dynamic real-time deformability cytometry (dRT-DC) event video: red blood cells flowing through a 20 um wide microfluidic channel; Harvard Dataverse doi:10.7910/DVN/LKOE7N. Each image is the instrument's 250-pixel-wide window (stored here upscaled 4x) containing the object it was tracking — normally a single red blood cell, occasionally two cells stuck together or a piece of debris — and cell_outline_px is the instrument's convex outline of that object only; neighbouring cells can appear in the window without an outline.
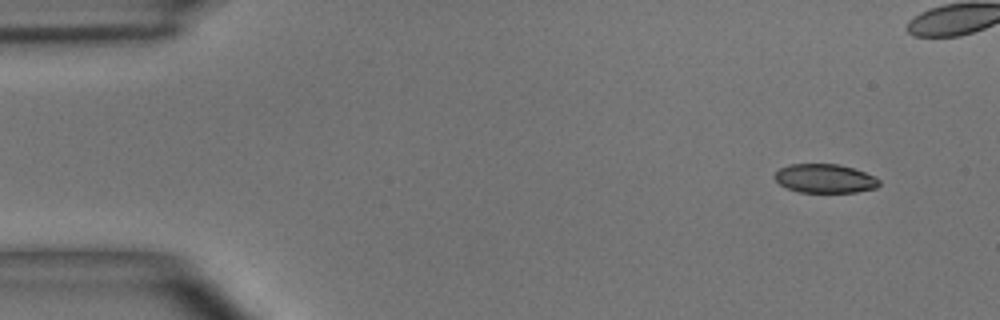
{"species": "common noctule bat (a hibernating species)", "species_latin": "Nyctalus noctula", "temperature_condition": "room temperature", "stored_images_in_passage": 5, "camera_frame_rate_fps": 3000, "um_per_image_px": 0.085, "animal": {"sex": "male", "body_mass_g": 15.6}, "frame": {"image": 1, "passage_image": 1, "time_ms": 0.0, "image_size_px": [1000, 320], "cell_outline_px": [[880, 184], [876, 188], [856, 192], [800, 192], [788, 188], [780, 184], [772, 176], [780, 168], [792, 164], [840, 164], [864, 172], [880, 180]], "centroid_in_image_um": [70.11, 15.17], "position_along_channel_um": 14.9, "area_um2": 17.46}}